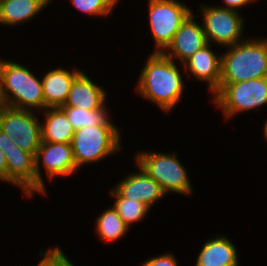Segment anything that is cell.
<instances>
[{
	"mask_svg": "<svg viewBox=\"0 0 267 266\" xmlns=\"http://www.w3.org/2000/svg\"><path fill=\"white\" fill-rule=\"evenodd\" d=\"M193 16L191 13L186 18L175 33L171 43L162 52L168 58L172 60L178 58L184 63L196 51L208 44L203 26L197 24Z\"/></svg>",
	"mask_w": 267,
	"mask_h": 266,
	"instance_id": "cell-12",
	"label": "cell"
},
{
	"mask_svg": "<svg viewBox=\"0 0 267 266\" xmlns=\"http://www.w3.org/2000/svg\"><path fill=\"white\" fill-rule=\"evenodd\" d=\"M106 92L94 84L81 72L73 81L66 102L63 106H72L85 110H96L105 104Z\"/></svg>",
	"mask_w": 267,
	"mask_h": 266,
	"instance_id": "cell-15",
	"label": "cell"
},
{
	"mask_svg": "<svg viewBox=\"0 0 267 266\" xmlns=\"http://www.w3.org/2000/svg\"><path fill=\"white\" fill-rule=\"evenodd\" d=\"M119 134L114 125L86 126L75 130L71 147L76 167L79 169L83 164L100 161L120 150Z\"/></svg>",
	"mask_w": 267,
	"mask_h": 266,
	"instance_id": "cell-4",
	"label": "cell"
},
{
	"mask_svg": "<svg viewBox=\"0 0 267 266\" xmlns=\"http://www.w3.org/2000/svg\"><path fill=\"white\" fill-rule=\"evenodd\" d=\"M52 0H0L1 25H15L34 17Z\"/></svg>",
	"mask_w": 267,
	"mask_h": 266,
	"instance_id": "cell-19",
	"label": "cell"
},
{
	"mask_svg": "<svg viewBox=\"0 0 267 266\" xmlns=\"http://www.w3.org/2000/svg\"><path fill=\"white\" fill-rule=\"evenodd\" d=\"M213 97L225 118H231L242 111L254 110L267 104V77L238 83H219V89Z\"/></svg>",
	"mask_w": 267,
	"mask_h": 266,
	"instance_id": "cell-5",
	"label": "cell"
},
{
	"mask_svg": "<svg viewBox=\"0 0 267 266\" xmlns=\"http://www.w3.org/2000/svg\"><path fill=\"white\" fill-rule=\"evenodd\" d=\"M264 137L267 139V121L264 125Z\"/></svg>",
	"mask_w": 267,
	"mask_h": 266,
	"instance_id": "cell-28",
	"label": "cell"
},
{
	"mask_svg": "<svg viewBox=\"0 0 267 266\" xmlns=\"http://www.w3.org/2000/svg\"><path fill=\"white\" fill-rule=\"evenodd\" d=\"M183 65L199 80L207 81L211 93L214 94L219 89L221 56L211 51L210 43L196 51Z\"/></svg>",
	"mask_w": 267,
	"mask_h": 266,
	"instance_id": "cell-14",
	"label": "cell"
},
{
	"mask_svg": "<svg viewBox=\"0 0 267 266\" xmlns=\"http://www.w3.org/2000/svg\"><path fill=\"white\" fill-rule=\"evenodd\" d=\"M0 94L3 105L11 108H47L41 80L28 68L11 61L0 60Z\"/></svg>",
	"mask_w": 267,
	"mask_h": 266,
	"instance_id": "cell-2",
	"label": "cell"
},
{
	"mask_svg": "<svg viewBox=\"0 0 267 266\" xmlns=\"http://www.w3.org/2000/svg\"><path fill=\"white\" fill-rule=\"evenodd\" d=\"M221 54L220 83L267 77V39L246 40Z\"/></svg>",
	"mask_w": 267,
	"mask_h": 266,
	"instance_id": "cell-3",
	"label": "cell"
},
{
	"mask_svg": "<svg viewBox=\"0 0 267 266\" xmlns=\"http://www.w3.org/2000/svg\"><path fill=\"white\" fill-rule=\"evenodd\" d=\"M0 180L7 182L6 158L1 149H0Z\"/></svg>",
	"mask_w": 267,
	"mask_h": 266,
	"instance_id": "cell-27",
	"label": "cell"
},
{
	"mask_svg": "<svg viewBox=\"0 0 267 266\" xmlns=\"http://www.w3.org/2000/svg\"><path fill=\"white\" fill-rule=\"evenodd\" d=\"M40 159H43L42 163L50 179L57 175H71L78 169L73 158L71 143L41 142L35 156V172L37 177V192L45 195V185L39 172Z\"/></svg>",
	"mask_w": 267,
	"mask_h": 266,
	"instance_id": "cell-11",
	"label": "cell"
},
{
	"mask_svg": "<svg viewBox=\"0 0 267 266\" xmlns=\"http://www.w3.org/2000/svg\"><path fill=\"white\" fill-rule=\"evenodd\" d=\"M80 73L81 71L77 69L73 72L61 68L48 71L41 81L45 106L47 108L63 106L73 81Z\"/></svg>",
	"mask_w": 267,
	"mask_h": 266,
	"instance_id": "cell-16",
	"label": "cell"
},
{
	"mask_svg": "<svg viewBox=\"0 0 267 266\" xmlns=\"http://www.w3.org/2000/svg\"><path fill=\"white\" fill-rule=\"evenodd\" d=\"M96 224L100 238L110 242L121 238L128 230V226L122 221L114 207L104 211L98 217Z\"/></svg>",
	"mask_w": 267,
	"mask_h": 266,
	"instance_id": "cell-21",
	"label": "cell"
},
{
	"mask_svg": "<svg viewBox=\"0 0 267 266\" xmlns=\"http://www.w3.org/2000/svg\"><path fill=\"white\" fill-rule=\"evenodd\" d=\"M140 172L122 179L114 190L127 199L145 204L149 209L152 204L165 196L160 185L138 166Z\"/></svg>",
	"mask_w": 267,
	"mask_h": 266,
	"instance_id": "cell-13",
	"label": "cell"
},
{
	"mask_svg": "<svg viewBox=\"0 0 267 266\" xmlns=\"http://www.w3.org/2000/svg\"><path fill=\"white\" fill-rule=\"evenodd\" d=\"M0 149L6 158L7 182L21 187L28 197H32L33 192H37L35 157L20 149L15 141L1 130Z\"/></svg>",
	"mask_w": 267,
	"mask_h": 266,
	"instance_id": "cell-10",
	"label": "cell"
},
{
	"mask_svg": "<svg viewBox=\"0 0 267 266\" xmlns=\"http://www.w3.org/2000/svg\"><path fill=\"white\" fill-rule=\"evenodd\" d=\"M227 9L237 10L238 8H241V6L246 5L247 3H252V0H224ZM237 8V9H236Z\"/></svg>",
	"mask_w": 267,
	"mask_h": 266,
	"instance_id": "cell-26",
	"label": "cell"
},
{
	"mask_svg": "<svg viewBox=\"0 0 267 266\" xmlns=\"http://www.w3.org/2000/svg\"><path fill=\"white\" fill-rule=\"evenodd\" d=\"M148 3L150 27L157 46L154 52L162 53L191 10L177 0H149Z\"/></svg>",
	"mask_w": 267,
	"mask_h": 266,
	"instance_id": "cell-8",
	"label": "cell"
},
{
	"mask_svg": "<svg viewBox=\"0 0 267 266\" xmlns=\"http://www.w3.org/2000/svg\"><path fill=\"white\" fill-rule=\"evenodd\" d=\"M110 193L116 198L113 204L114 209L128 227L132 223L143 219L147 214L149 208L145 204L121 197L114 189Z\"/></svg>",
	"mask_w": 267,
	"mask_h": 266,
	"instance_id": "cell-22",
	"label": "cell"
},
{
	"mask_svg": "<svg viewBox=\"0 0 267 266\" xmlns=\"http://www.w3.org/2000/svg\"><path fill=\"white\" fill-rule=\"evenodd\" d=\"M60 108L66 113L74 130L86 126L113 125L109 121L105 105L96 110H85L72 106H61Z\"/></svg>",
	"mask_w": 267,
	"mask_h": 266,
	"instance_id": "cell-20",
	"label": "cell"
},
{
	"mask_svg": "<svg viewBox=\"0 0 267 266\" xmlns=\"http://www.w3.org/2000/svg\"><path fill=\"white\" fill-rule=\"evenodd\" d=\"M176 258L172 254L159 255L145 261L141 266H177Z\"/></svg>",
	"mask_w": 267,
	"mask_h": 266,
	"instance_id": "cell-25",
	"label": "cell"
},
{
	"mask_svg": "<svg viewBox=\"0 0 267 266\" xmlns=\"http://www.w3.org/2000/svg\"><path fill=\"white\" fill-rule=\"evenodd\" d=\"M0 130L16 145L34 157L41 145V123L33 111L11 108L3 105L0 108Z\"/></svg>",
	"mask_w": 267,
	"mask_h": 266,
	"instance_id": "cell-7",
	"label": "cell"
},
{
	"mask_svg": "<svg viewBox=\"0 0 267 266\" xmlns=\"http://www.w3.org/2000/svg\"><path fill=\"white\" fill-rule=\"evenodd\" d=\"M235 246L227 237L213 238L204 243L196 266H238Z\"/></svg>",
	"mask_w": 267,
	"mask_h": 266,
	"instance_id": "cell-17",
	"label": "cell"
},
{
	"mask_svg": "<svg viewBox=\"0 0 267 266\" xmlns=\"http://www.w3.org/2000/svg\"><path fill=\"white\" fill-rule=\"evenodd\" d=\"M135 160L137 166L153 178L165 194L171 191L179 194L192 192L186 168L181 165L176 154L141 152Z\"/></svg>",
	"mask_w": 267,
	"mask_h": 266,
	"instance_id": "cell-6",
	"label": "cell"
},
{
	"mask_svg": "<svg viewBox=\"0 0 267 266\" xmlns=\"http://www.w3.org/2000/svg\"><path fill=\"white\" fill-rule=\"evenodd\" d=\"M3 106V101L1 99V94H0V108Z\"/></svg>",
	"mask_w": 267,
	"mask_h": 266,
	"instance_id": "cell-29",
	"label": "cell"
},
{
	"mask_svg": "<svg viewBox=\"0 0 267 266\" xmlns=\"http://www.w3.org/2000/svg\"><path fill=\"white\" fill-rule=\"evenodd\" d=\"M42 260L37 266H75L71 263L64 252L59 248L49 249L47 252H40Z\"/></svg>",
	"mask_w": 267,
	"mask_h": 266,
	"instance_id": "cell-24",
	"label": "cell"
},
{
	"mask_svg": "<svg viewBox=\"0 0 267 266\" xmlns=\"http://www.w3.org/2000/svg\"><path fill=\"white\" fill-rule=\"evenodd\" d=\"M48 110V111H47ZM45 122L41 124L42 142L71 143L75 132L66 113L60 108H46Z\"/></svg>",
	"mask_w": 267,
	"mask_h": 266,
	"instance_id": "cell-18",
	"label": "cell"
},
{
	"mask_svg": "<svg viewBox=\"0 0 267 266\" xmlns=\"http://www.w3.org/2000/svg\"><path fill=\"white\" fill-rule=\"evenodd\" d=\"M203 15V30L208 43L212 41L218 45L233 46L241 42L243 18L237 10L223 7H207L201 5Z\"/></svg>",
	"mask_w": 267,
	"mask_h": 266,
	"instance_id": "cell-9",
	"label": "cell"
},
{
	"mask_svg": "<svg viewBox=\"0 0 267 266\" xmlns=\"http://www.w3.org/2000/svg\"><path fill=\"white\" fill-rule=\"evenodd\" d=\"M72 4L89 15H108L111 13L117 0H71Z\"/></svg>",
	"mask_w": 267,
	"mask_h": 266,
	"instance_id": "cell-23",
	"label": "cell"
},
{
	"mask_svg": "<svg viewBox=\"0 0 267 266\" xmlns=\"http://www.w3.org/2000/svg\"><path fill=\"white\" fill-rule=\"evenodd\" d=\"M183 84L175 62L161 52H153L139 76L137 91L162 110L170 111L180 101Z\"/></svg>",
	"mask_w": 267,
	"mask_h": 266,
	"instance_id": "cell-1",
	"label": "cell"
}]
</instances>
